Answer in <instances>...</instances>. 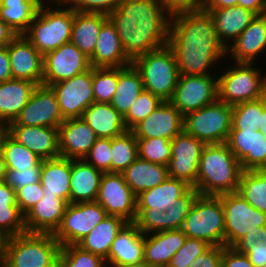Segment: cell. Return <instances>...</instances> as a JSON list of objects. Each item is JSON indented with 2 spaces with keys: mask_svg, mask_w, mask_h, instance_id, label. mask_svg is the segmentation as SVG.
I'll list each match as a JSON object with an SVG mask.
<instances>
[{
  "mask_svg": "<svg viewBox=\"0 0 266 267\" xmlns=\"http://www.w3.org/2000/svg\"><path fill=\"white\" fill-rule=\"evenodd\" d=\"M92 67H125L132 64L121 45L115 26L108 19L101 27L92 57Z\"/></svg>",
  "mask_w": 266,
  "mask_h": 267,
  "instance_id": "484cf974",
  "label": "cell"
},
{
  "mask_svg": "<svg viewBox=\"0 0 266 267\" xmlns=\"http://www.w3.org/2000/svg\"><path fill=\"white\" fill-rule=\"evenodd\" d=\"M128 223L121 217L107 215L77 246L84 251L99 255L105 260L109 255L114 239Z\"/></svg>",
  "mask_w": 266,
  "mask_h": 267,
  "instance_id": "836d02e7",
  "label": "cell"
},
{
  "mask_svg": "<svg viewBox=\"0 0 266 267\" xmlns=\"http://www.w3.org/2000/svg\"><path fill=\"white\" fill-rule=\"evenodd\" d=\"M141 75L144 90L170 101L179 80V69L169 45L141 55L132 61Z\"/></svg>",
  "mask_w": 266,
  "mask_h": 267,
  "instance_id": "8992f818",
  "label": "cell"
},
{
  "mask_svg": "<svg viewBox=\"0 0 266 267\" xmlns=\"http://www.w3.org/2000/svg\"><path fill=\"white\" fill-rule=\"evenodd\" d=\"M206 144L184 130L171 140V158L168 163L169 177L196 184L202 150Z\"/></svg>",
  "mask_w": 266,
  "mask_h": 267,
  "instance_id": "2e32d148",
  "label": "cell"
},
{
  "mask_svg": "<svg viewBox=\"0 0 266 267\" xmlns=\"http://www.w3.org/2000/svg\"><path fill=\"white\" fill-rule=\"evenodd\" d=\"M182 229L144 235V261L147 267H167L171 257L184 244Z\"/></svg>",
  "mask_w": 266,
  "mask_h": 267,
  "instance_id": "d4e9b609",
  "label": "cell"
},
{
  "mask_svg": "<svg viewBox=\"0 0 266 267\" xmlns=\"http://www.w3.org/2000/svg\"><path fill=\"white\" fill-rule=\"evenodd\" d=\"M97 138L93 129L81 117L64 120L59 126L60 157L84 159Z\"/></svg>",
  "mask_w": 266,
  "mask_h": 267,
  "instance_id": "7402d4cb",
  "label": "cell"
},
{
  "mask_svg": "<svg viewBox=\"0 0 266 267\" xmlns=\"http://www.w3.org/2000/svg\"><path fill=\"white\" fill-rule=\"evenodd\" d=\"M95 201L105 209L107 215L121 217L129 223L136 220V195L122 173H103Z\"/></svg>",
  "mask_w": 266,
  "mask_h": 267,
  "instance_id": "4fadbf2b",
  "label": "cell"
},
{
  "mask_svg": "<svg viewBox=\"0 0 266 267\" xmlns=\"http://www.w3.org/2000/svg\"><path fill=\"white\" fill-rule=\"evenodd\" d=\"M84 160L103 173L111 172V138H97Z\"/></svg>",
  "mask_w": 266,
  "mask_h": 267,
  "instance_id": "f907efd6",
  "label": "cell"
},
{
  "mask_svg": "<svg viewBox=\"0 0 266 267\" xmlns=\"http://www.w3.org/2000/svg\"><path fill=\"white\" fill-rule=\"evenodd\" d=\"M162 102L158 96L143 90L123 117L126 128L131 130L136 124L152 113Z\"/></svg>",
  "mask_w": 266,
  "mask_h": 267,
  "instance_id": "c3c4849f",
  "label": "cell"
},
{
  "mask_svg": "<svg viewBox=\"0 0 266 267\" xmlns=\"http://www.w3.org/2000/svg\"><path fill=\"white\" fill-rule=\"evenodd\" d=\"M107 213L96 201L68 203L61 223L52 234L61 246L77 245Z\"/></svg>",
  "mask_w": 266,
  "mask_h": 267,
  "instance_id": "8fae6325",
  "label": "cell"
},
{
  "mask_svg": "<svg viewBox=\"0 0 266 267\" xmlns=\"http://www.w3.org/2000/svg\"><path fill=\"white\" fill-rule=\"evenodd\" d=\"M1 150L4 155L7 169L24 170L36 166L42 159L29 150L27 147L18 143L8 133L1 142Z\"/></svg>",
  "mask_w": 266,
  "mask_h": 267,
  "instance_id": "b9f144b4",
  "label": "cell"
},
{
  "mask_svg": "<svg viewBox=\"0 0 266 267\" xmlns=\"http://www.w3.org/2000/svg\"><path fill=\"white\" fill-rule=\"evenodd\" d=\"M245 255L255 267H266V237L256 240Z\"/></svg>",
  "mask_w": 266,
  "mask_h": 267,
  "instance_id": "91938a15",
  "label": "cell"
},
{
  "mask_svg": "<svg viewBox=\"0 0 266 267\" xmlns=\"http://www.w3.org/2000/svg\"><path fill=\"white\" fill-rule=\"evenodd\" d=\"M263 124L260 130L263 132L264 138L266 139V96L264 97Z\"/></svg>",
  "mask_w": 266,
  "mask_h": 267,
  "instance_id": "89a4df30",
  "label": "cell"
},
{
  "mask_svg": "<svg viewBox=\"0 0 266 267\" xmlns=\"http://www.w3.org/2000/svg\"><path fill=\"white\" fill-rule=\"evenodd\" d=\"M58 259L60 267H104L105 264L101 256L84 251L77 245L61 246Z\"/></svg>",
  "mask_w": 266,
  "mask_h": 267,
  "instance_id": "7dc6e473",
  "label": "cell"
},
{
  "mask_svg": "<svg viewBox=\"0 0 266 267\" xmlns=\"http://www.w3.org/2000/svg\"><path fill=\"white\" fill-rule=\"evenodd\" d=\"M118 83V67H93V95L95 102L111 103Z\"/></svg>",
  "mask_w": 266,
  "mask_h": 267,
  "instance_id": "ee69618b",
  "label": "cell"
},
{
  "mask_svg": "<svg viewBox=\"0 0 266 267\" xmlns=\"http://www.w3.org/2000/svg\"><path fill=\"white\" fill-rule=\"evenodd\" d=\"M108 19L131 61L168 45L171 15L160 0H122Z\"/></svg>",
  "mask_w": 266,
  "mask_h": 267,
  "instance_id": "7a4b0ae2",
  "label": "cell"
},
{
  "mask_svg": "<svg viewBox=\"0 0 266 267\" xmlns=\"http://www.w3.org/2000/svg\"><path fill=\"white\" fill-rule=\"evenodd\" d=\"M218 196L224 209L225 247L245 254L256 240L266 237V213L251 206L239 192Z\"/></svg>",
  "mask_w": 266,
  "mask_h": 267,
  "instance_id": "3957f363",
  "label": "cell"
},
{
  "mask_svg": "<svg viewBox=\"0 0 266 267\" xmlns=\"http://www.w3.org/2000/svg\"><path fill=\"white\" fill-rule=\"evenodd\" d=\"M144 261V234L128 223L114 239L105 262L137 264Z\"/></svg>",
  "mask_w": 266,
  "mask_h": 267,
  "instance_id": "f1b7e54d",
  "label": "cell"
},
{
  "mask_svg": "<svg viewBox=\"0 0 266 267\" xmlns=\"http://www.w3.org/2000/svg\"><path fill=\"white\" fill-rule=\"evenodd\" d=\"M44 0H0V19L23 35Z\"/></svg>",
  "mask_w": 266,
  "mask_h": 267,
  "instance_id": "74e56055",
  "label": "cell"
},
{
  "mask_svg": "<svg viewBox=\"0 0 266 267\" xmlns=\"http://www.w3.org/2000/svg\"><path fill=\"white\" fill-rule=\"evenodd\" d=\"M0 232L8 238L27 232L16 191L4 181L0 182Z\"/></svg>",
  "mask_w": 266,
  "mask_h": 267,
  "instance_id": "f35d334b",
  "label": "cell"
},
{
  "mask_svg": "<svg viewBox=\"0 0 266 267\" xmlns=\"http://www.w3.org/2000/svg\"><path fill=\"white\" fill-rule=\"evenodd\" d=\"M143 90L141 75L133 64L118 67L117 89L110 104L124 117Z\"/></svg>",
  "mask_w": 266,
  "mask_h": 267,
  "instance_id": "8d00e7d4",
  "label": "cell"
},
{
  "mask_svg": "<svg viewBox=\"0 0 266 267\" xmlns=\"http://www.w3.org/2000/svg\"><path fill=\"white\" fill-rule=\"evenodd\" d=\"M238 5V0H205L204 9H220Z\"/></svg>",
  "mask_w": 266,
  "mask_h": 267,
  "instance_id": "e7e4bbea",
  "label": "cell"
},
{
  "mask_svg": "<svg viewBox=\"0 0 266 267\" xmlns=\"http://www.w3.org/2000/svg\"><path fill=\"white\" fill-rule=\"evenodd\" d=\"M8 237L0 232V266L3 265L5 260L6 243Z\"/></svg>",
  "mask_w": 266,
  "mask_h": 267,
  "instance_id": "03108f58",
  "label": "cell"
},
{
  "mask_svg": "<svg viewBox=\"0 0 266 267\" xmlns=\"http://www.w3.org/2000/svg\"><path fill=\"white\" fill-rule=\"evenodd\" d=\"M93 67L68 80L49 85L56 95L64 120L82 117L95 102L93 95Z\"/></svg>",
  "mask_w": 266,
  "mask_h": 267,
  "instance_id": "5bb4252c",
  "label": "cell"
},
{
  "mask_svg": "<svg viewBox=\"0 0 266 267\" xmlns=\"http://www.w3.org/2000/svg\"><path fill=\"white\" fill-rule=\"evenodd\" d=\"M238 192L251 206L266 213V168L243 171Z\"/></svg>",
  "mask_w": 266,
  "mask_h": 267,
  "instance_id": "ab89813d",
  "label": "cell"
},
{
  "mask_svg": "<svg viewBox=\"0 0 266 267\" xmlns=\"http://www.w3.org/2000/svg\"><path fill=\"white\" fill-rule=\"evenodd\" d=\"M184 116L169 101H163L131 131L136 138L163 137L172 140L183 131Z\"/></svg>",
  "mask_w": 266,
  "mask_h": 267,
  "instance_id": "ac0fdd59",
  "label": "cell"
},
{
  "mask_svg": "<svg viewBox=\"0 0 266 267\" xmlns=\"http://www.w3.org/2000/svg\"><path fill=\"white\" fill-rule=\"evenodd\" d=\"M218 78L213 74L180 75L169 101L183 116L199 110L218 99Z\"/></svg>",
  "mask_w": 266,
  "mask_h": 267,
  "instance_id": "7c38bea8",
  "label": "cell"
},
{
  "mask_svg": "<svg viewBox=\"0 0 266 267\" xmlns=\"http://www.w3.org/2000/svg\"><path fill=\"white\" fill-rule=\"evenodd\" d=\"M49 4L45 0L40 5L23 34L43 56L70 42L74 22V10L69 5L57 4L55 7V4Z\"/></svg>",
  "mask_w": 266,
  "mask_h": 267,
  "instance_id": "5b68a950",
  "label": "cell"
},
{
  "mask_svg": "<svg viewBox=\"0 0 266 267\" xmlns=\"http://www.w3.org/2000/svg\"><path fill=\"white\" fill-rule=\"evenodd\" d=\"M81 118L98 138H113L128 130L123 116L110 103H92Z\"/></svg>",
  "mask_w": 266,
  "mask_h": 267,
  "instance_id": "1f68e13d",
  "label": "cell"
},
{
  "mask_svg": "<svg viewBox=\"0 0 266 267\" xmlns=\"http://www.w3.org/2000/svg\"><path fill=\"white\" fill-rule=\"evenodd\" d=\"M71 159L58 157L42 160L40 182L43 195H57L70 203Z\"/></svg>",
  "mask_w": 266,
  "mask_h": 267,
  "instance_id": "d6a6232c",
  "label": "cell"
},
{
  "mask_svg": "<svg viewBox=\"0 0 266 267\" xmlns=\"http://www.w3.org/2000/svg\"><path fill=\"white\" fill-rule=\"evenodd\" d=\"M264 97L233 106L231 130H260L263 124Z\"/></svg>",
  "mask_w": 266,
  "mask_h": 267,
  "instance_id": "7bdbcfd3",
  "label": "cell"
},
{
  "mask_svg": "<svg viewBox=\"0 0 266 267\" xmlns=\"http://www.w3.org/2000/svg\"><path fill=\"white\" fill-rule=\"evenodd\" d=\"M199 192L191 187L176 203L164 211V231L182 229L185 218Z\"/></svg>",
  "mask_w": 266,
  "mask_h": 267,
  "instance_id": "bcb514c9",
  "label": "cell"
},
{
  "mask_svg": "<svg viewBox=\"0 0 266 267\" xmlns=\"http://www.w3.org/2000/svg\"><path fill=\"white\" fill-rule=\"evenodd\" d=\"M6 172H7L6 162L4 159L3 152L0 148V182L5 180Z\"/></svg>",
  "mask_w": 266,
  "mask_h": 267,
  "instance_id": "003e7915",
  "label": "cell"
},
{
  "mask_svg": "<svg viewBox=\"0 0 266 267\" xmlns=\"http://www.w3.org/2000/svg\"><path fill=\"white\" fill-rule=\"evenodd\" d=\"M107 20L108 15L106 14L74 11L70 42L91 58L97 44L99 31Z\"/></svg>",
  "mask_w": 266,
  "mask_h": 267,
  "instance_id": "d590c367",
  "label": "cell"
},
{
  "mask_svg": "<svg viewBox=\"0 0 266 267\" xmlns=\"http://www.w3.org/2000/svg\"><path fill=\"white\" fill-rule=\"evenodd\" d=\"M63 122L55 93L49 86L39 85L32 92L19 116L8 125L59 128Z\"/></svg>",
  "mask_w": 266,
  "mask_h": 267,
  "instance_id": "e0dca14e",
  "label": "cell"
},
{
  "mask_svg": "<svg viewBox=\"0 0 266 267\" xmlns=\"http://www.w3.org/2000/svg\"><path fill=\"white\" fill-rule=\"evenodd\" d=\"M223 246H211L188 267H222Z\"/></svg>",
  "mask_w": 266,
  "mask_h": 267,
  "instance_id": "6f0895ef",
  "label": "cell"
},
{
  "mask_svg": "<svg viewBox=\"0 0 266 267\" xmlns=\"http://www.w3.org/2000/svg\"><path fill=\"white\" fill-rule=\"evenodd\" d=\"M7 133L42 160L60 157L59 128L7 125Z\"/></svg>",
  "mask_w": 266,
  "mask_h": 267,
  "instance_id": "44dd1931",
  "label": "cell"
},
{
  "mask_svg": "<svg viewBox=\"0 0 266 267\" xmlns=\"http://www.w3.org/2000/svg\"><path fill=\"white\" fill-rule=\"evenodd\" d=\"M12 79L8 46L0 47V83Z\"/></svg>",
  "mask_w": 266,
  "mask_h": 267,
  "instance_id": "94428289",
  "label": "cell"
},
{
  "mask_svg": "<svg viewBox=\"0 0 266 267\" xmlns=\"http://www.w3.org/2000/svg\"><path fill=\"white\" fill-rule=\"evenodd\" d=\"M238 5L257 16L266 14V0H238Z\"/></svg>",
  "mask_w": 266,
  "mask_h": 267,
  "instance_id": "6125c7cd",
  "label": "cell"
},
{
  "mask_svg": "<svg viewBox=\"0 0 266 267\" xmlns=\"http://www.w3.org/2000/svg\"><path fill=\"white\" fill-rule=\"evenodd\" d=\"M61 245L49 233L25 232L9 237L3 267H47L59 256Z\"/></svg>",
  "mask_w": 266,
  "mask_h": 267,
  "instance_id": "52a82bcc",
  "label": "cell"
},
{
  "mask_svg": "<svg viewBox=\"0 0 266 267\" xmlns=\"http://www.w3.org/2000/svg\"><path fill=\"white\" fill-rule=\"evenodd\" d=\"M256 63H235L218 75V100L234 106L266 96V74Z\"/></svg>",
  "mask_w": 266,
  "mask_h": 267,
  "instance_id": "9c48e42d",
  "label": "cell"
},
{
  "mask_svg": "<svg viewBox=\"0 0 266 267\" xmlns=\"http://www.w3.org/2000/svg\"><path fill=\"white\" fill-rule=\"evenodd\" d=\"M210 247L211 245L203 240L186 237L184 244L171 257L167 267H188L196 257Z\"/></svg>",
  "mask_w": 266,
  "mask_h": 267,
  "instance_id": "681fc988",
  "label": "cell"
},
{
  "mask_svg": "<svg viewBox=\"0 0 266 267\" xmlns=\"http://www.w3.org/2000/svg\"><path fill=\"white\" fill-rule=\"evenodd\" d=\"M16 36L15 31L0 19V47L8 46Z\"/></svg>",
  "mask_w": 266,
  "mask_h": 267,
  "instance_id": "be15d7a7",
  "label": "cell"
},
{
  "mask_svg": "<svg viewBox=\"0 0 266 267\" xmlns=\"http://www.w3.org/2000/svg\"><path fill=\"white\" fill-rule=\"evenodd\" d=\"M137 217L134 224L144 234L164 231V211L152 209H136Z\"/></svg>",
  "mask_w": 266,
  "mask_h": 267,
  "instance_id": "816d5d0a",
  "label": "cell"
},
{
  "mask_svg": "<svg viewBox=\"0 0 266 267\" xmlns=\"http://www.w3.org/2000/svg\"><path fill=\"white\" fill-rule=\"evenodd\" d=\"M104 267H147V266L144 263L122 264V263L105 262Z\"/></svg>",
  "mask_w": 266,
  "mask_h": 267,
  "instance_id": "a7ac6f4b",
  "label": "cell"
},
{
  "mask_svg": "<svg viewBox=\"0 0 266 267\" xmlns=\"http://www.w3.org/2000/svg\"><path fill=\"white\" fill-rule=\"evenodd\" d=\"M214 20L220 42L227 49L257 16L239 5L220 9H204Z\"/></svg>",
  "mask_w": 266,
  "mask_h": 267,
  "instance_id": "4316f807",
  "label": "cell"
},
{
  "mask_svg": "<svg viewBox=\"0 0 266 267\" xmlns=\"http://www.w3.org/2000/svg\"><path fill=\"white\" fill-rule=\"evenodd\" d=\"M192 186L186 181L168 177L160 185L142 191L136 196V209H152L166 211L176 203Z\"/></svg>",
  "mask_w": 266,
  "mask_h": 267,
  "instance_id": "4dcf8cb0",
  "label": "cell"
},
{
  "mask_svg": "<svg viewBox=\"0 0 266 267\" xmlns=\"http://www.w3.org/2000/svg\"><path fill=\"white\" fill-rule=\"evenodd\" d=\"M47 267H60V261L57 258L50 266Z\"/></svg>",
  "mask_w": 266,
  "mask_h": 267,
  "instance_id": "753ad0ef",
  "label": "cell"
},
{
  "mask_svg": "<svg viewBox=\"0 0 266 267\" xmlns=\"http://www.w3.org/2000/svg\"><path fill=\"white\" fill-rule=\"evenodd\" d=\"M233 106L220 100L184 116L183 130L205 144L226 143L232 128Z\"/></svg>",
  "mask_w": 266,
  "mask_h": 267,
  "instance_id": "30bf717a",
  "label": "cell"
},
{
  "mask_svg": "<svg viewBox=\"0 0 266 267\" xmlns=\"http://www.w3.org/2000/svg\"><path fill=\"white\" fill-rule=\"evenodd\" d=\"M138 157L149 162L168 166L171 158V140L163 137L136 138Z\"/></svg>",
  "mask_w": 266,
  "mask_h": 267,
  "instance_id": "f6af8a7d",
  "label": "cell"
},
{
  "mask_svg": "<svg viewBox=\"0 0 266 267\" xmlns=\"http://www.w3.org/2000/svg\"><path fill=\"white\" fill-rule=\"evenodd\" d=\"M13 79L43 85V55L23 35H17L8 45Z\"/></svg>",
  "mask_w": 266,
  "mask_h": 267,
  "instance_id": "ffe728a7",
  "label": "cell"
},
{
  "mask_svg": "<svg viewBox=\"0 0 266 267\" xmlns=\"http://www.w3.org/2000/svg\"><path fill=\"white\" fill-rule=\"evenodd\" d=\"M162 7L170 14L203 10L205 0H160Z\"/></svg>",
  "mask_w": 266,
  "mask_h": 267,
  "instance_id": "9f6ffc18",
  "label": "cell"
},
{
  "mask_svg": "<svg viewBox=\"0 0 266 267\" xmlns=\"http://www.w3.org/2000/svg\"><path fill=\"white\" fill-rule=\"evenodd\" d=\"M122 174L136 196L142 191L160 185L169 177L167 166L149 162L140 157L132 162Z\"/></svg>",
  "mask_w": 266,
  "mask_h": 267,
  "instance_id": "e575fe53",
  "label": "cell"
},
{
  "mask_svg": "<svg viewBox=\"0 0 266 267\" xmlns=\"http://www.w3.org/2000/svg\"><path fill=\"white\" fill-rule=\"evenodd\" d=\"M137 158V139L131 130L111 138V172L122 173Z\"/></svg>",
  "mask_w": 266,
  "mask_h": 267,
  "instance_id": "60d3db41",
  "label": "cell"
},
{
  "mask_svg": "<svg viewBox=\"0 0 266 267\" xmlns=\"http://www.w3.org/2000/svg\"><path fill=\"white\" fill-rule=\"evenodd\" d=\"M226 144L243 171L266 168V139L261 130H230Z\"/></svg>",
  "mask_w": 266,
  "mask_h": 267,
  "instance_id": "d6986e66",
  "label": "cell"
},
{
  "mask_svg": "<svg viewBox=\"0 0 266 267\" xmlns=\"http://www.w3.org/2000/svg\"><path fill=\"white\" fill-rule=\"evenodd\" d=\"M266 50V14L256 16L248 27L226 49L235 63H255Z\"/></svg>",
  "mask_w": 266,
  "mask_h": 267,
  "instance_id": "603a6c76",
  "label": "cell"
},
{
  "mask_svg": "<svg viewBox=\"0 0 266 267\" xmlns=\"http://www.w3.org/2000/svg\"><path fill=\"white\" fill-rule=\"evenodd\" d=\"M67 205L68 203L57 195H43L24 215L26 231L53 234L61 223Z\"/></svg>",
  "mask_w": 266,
  "mask_h": 267,
  "instance_id": "cb8c5ba5",
  "label": "cell"
},
{
  "mask_svg": "<svg viewBox=\"0 0 266 267\" xmlns=\"http://www.w3.org/2000/svg\"><path fill=\"white\" fill-rule=\"evenodd\" d=\"M6 133H7V125L4 122L0 121V147L2 139Z\"/></svg>",
  "mask_w": 266,
  "mask_h": 267,
  "instance_id": "2644e50d",
  "label": "cell"
},
{
  "mask_svg": "<svg viewBox=\"0 0 266 267\" xmlns=\"http://www.w3.org/2000/svg\"><path fill=\"white\" fill-rule=\"evenodd\" d=\"M222 267H255L249 258L233 247L223 246Z\"/></svg>",
  "mask_w": 266,
  "mask_h": 267,
  "instance_id": "680465c9",
  "label": "cell"
},
{
  "mask_svg": "<svg viewBox=\"0 0 266 267\" xmlns=\"http://www.w3.org/2000/svg\"><path fill=\"white\" fill-rule=\"evenodd\" d=\"M42 160L33 167L24 170L7 169L4 182L11 186L15 191L28 184L40 182Z\"/></svg>",
  "mask_w": 266,
  "mask_h": 267,
  "instance_id": "f5cc1de1",
  "label": "cell"
},
{
  "mask_svg": "<svg viewBox=\"0 0 266 267\" xmlns=\"http://www.w3.org/2000/svg\"><path fill=\"white\" fill-rule=\"evenodd\" d=\"M168 45L174 52L180 75L212 74L218 60L228 58L214 20L204 9L171 15Z\"/></svg>",
  "mask_w": 266,
  "mask_h": 267,
  "instance_id": "6da1fadb",
  "label": "cell"
},
{
  "mask_svg": "<svg viewBox=\"0 0 266 267\" xmlns=\"http://www.w3.org/2000/svg\"><path fill=\"white\" fill-rule=\"evenodd\" d=\"M37 85L31 81L10 79L0 83V121H15Z\"/></svg>",
  "mask_w": 266,
  "mask_h": 267,
  "instance_id": "f546056e",
  "label": "cell"
},
{
  "mask_svg": "<svg viewBox=\"0 0 266 267\" xmlns=\"http://www.w3.org/2000/svg\"><path fill=\"white\" fill-rule=\"evenodd\" d=\"M121 2L122 0H73L69 6L77 12L109 15Z\"/></svg>",
  "mask_w": 266,
  "mask_h": 267,
  "instance_id": "11a10c76",
  "label": "cell"
},
{
  "mask_svg": "<svg viewBox=\"0 0 266 267\" xmlns=\"http://www.w3.org/2000/svg\"><path fill=\"white\" fill-rule=\"evenodd\" d=\"M41 182L28 184L16 190V201L20 212L25 215L43 197Z\"/></svg>",
  "mask_w": 266,
  "mask_h": 267,
  "instance_id": "db71d44e",
  "label": "cell"
},
{
  "mask_svg": "<svg viewBox=\"0 0 266 267\" xmlns=\"http://www.w3.org/2000/svg\"><path fill=\"white\" fill-rule=\"evenodd\" d=\"M183 233L211 246H225L224 209L219 196L198 194L187 217Z\"/></svg>",
  "mask_w": 266,
  "mask_h": 267,
  "instance_id": "ba28073f",
  "label": "cell"
},
{
  "mask_svg": "<svg viewBox=\"0 0 266 267\" xmlns=\"http://www.w3.org/2000/svg\"><path fill=\"white\" fill-rule=\"evenodd\" d=\"M243 169L226 143L206 144L202 150L199 173L193 186L201 195L218 196L239 190Z\"/></svg>",
  "mask_w": 266,
  "mask_h": 267,
  "instance_id": "277c9868",
  "label": "cell"
},
{
  "mask_svg": "<svg viewBox=\"0 0 266 267\" xmlns=\"http://www.w3.org/2000/svg\"><path fill=\"white\" fill-rule=\"evenodd\" d=\"M90 58L73 43L62 44L43 56V85L59 83L91 68Z\"/></svg>",
  "mask_w": 266,
  "mask_h": 267,
  "instance_id": "9a60e30c",
  "label": "cell"
},
{
  "mask_svg": "<svg viewBox=\"0 0 266 267\" xmlns=\"http://www.w3.org/2000/svg\"><path fill=\"white\" fill-rule=\"evenodd\" d=\"M49 3H52V4H54V2H56L55 3V5L56 4H67V5H69L73 0H47Z\"/></svg>",
  "mask_w": 266,
  "mask_h": 267,
  "instance_id": "8c879c8a",
  "label": "cell"
},
{
  "mask_svg": "<svg viewBox=\"0 0 266 267\" xmlns=\"http://www.w3.org/2000/svg\"><path fill=\"white\" fill-rule=\"evenodd\" d=\"M102 175V171L84 159L71 160L70 203L95 201Z\"/></svg>",
  "mask_w": 266,
  "mask_h": 267,
  "instance_id": "83f0119b",
  "label": "cell"
}]
</instances>
